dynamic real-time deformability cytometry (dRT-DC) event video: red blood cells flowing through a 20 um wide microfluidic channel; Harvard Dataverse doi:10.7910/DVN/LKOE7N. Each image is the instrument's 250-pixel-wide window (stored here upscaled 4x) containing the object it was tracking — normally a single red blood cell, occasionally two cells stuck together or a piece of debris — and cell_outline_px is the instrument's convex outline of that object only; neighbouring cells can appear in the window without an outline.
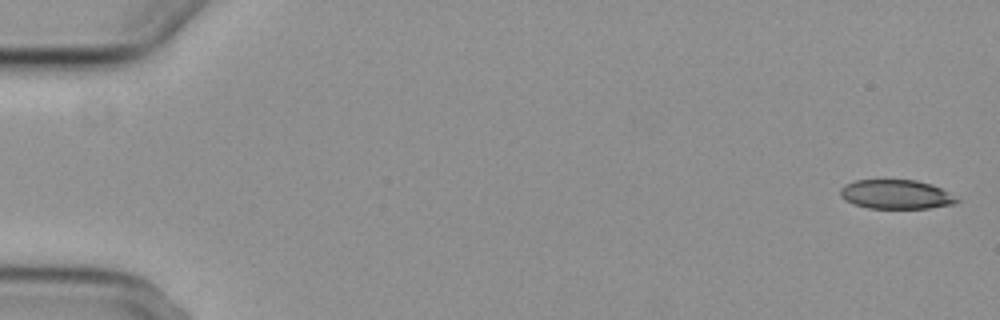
{"species": "common noctule bat (a hibernating species)", "species_latin": "Nyctalus noctula", "temperature_condition": "cold", "stored_images_in_passage": 55, "camera_frame_rate_fps": 3000, "um_per_image_px": 0.085, "animal": {"sex": "female", "body_mass_g": 29.2, "forearm_length_mm": 56.3}, "frame": {"image": 1, "passage_image": 1, "time_ms": 0.0, "image_size_px": [1000, 320], "cell_outline_px": [[960, 200], [956, 204], [928, 208], [868, 208], [852, 204], [844, 200], [840, 196], [840, 188], [844, 184], [856, 180], [916, 180], [932, 184], [948, 192]], "centroid_in_image_um": [76.14, 16.52], "position_along_channel_um": 8.9, "area_um2": 19.94}}
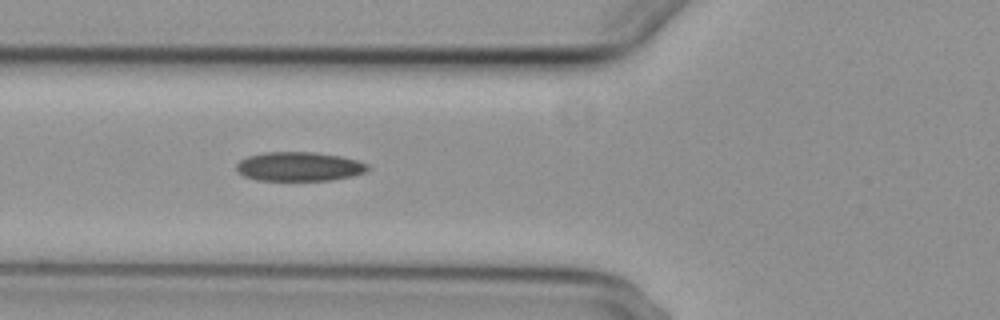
{"frame": {"image": 2, "passage_image": 21, "time_ms": 6.667, "image_size_px": [1000, 320], "cell_outline_px": [[368, 168], [364, 172], [352, 176], [332, 180], [256, 180], [244, 176], [236, 168], [236, 164], [240, 160], [248, 156], [264, 152], [316, 152], [340, 156], [356, 160], [368, 164]], "centroid_in_image_um": [25.41, 14.15], "position_along_channel_um": 100.4, "area_um2": 22.2}}
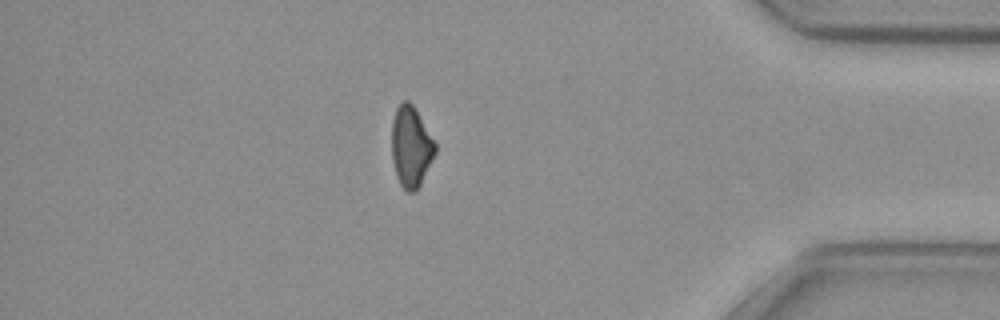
{"frame": {"image": 3, "passage_image": 48, "time_ms": 15.667, "image_size_px": [1000, 320], "cell_outline_px": [[436, 152], [416, 192], [408, 192], [400, 184], [396, 176], [392, 160], [392, 120], [396, 108], [404, 100], [408, 100], [412, 104], [436, 144]], "centroid_in_image_um": [34.91, 12.48], "position_along_channel_um": 400.3, "area_um2": 20.23}, "authors_computed_cell_mechanics": {"area_um2": 21.9062, "velocity_mm_per_s": 3.7228, "shape_relaxation_time_tau1_ms": 10.634, "shape_relaxation_time_tau2_ms": null, "deformation_change_tau1": 0.1563, "deformation_change_tau2": null}}